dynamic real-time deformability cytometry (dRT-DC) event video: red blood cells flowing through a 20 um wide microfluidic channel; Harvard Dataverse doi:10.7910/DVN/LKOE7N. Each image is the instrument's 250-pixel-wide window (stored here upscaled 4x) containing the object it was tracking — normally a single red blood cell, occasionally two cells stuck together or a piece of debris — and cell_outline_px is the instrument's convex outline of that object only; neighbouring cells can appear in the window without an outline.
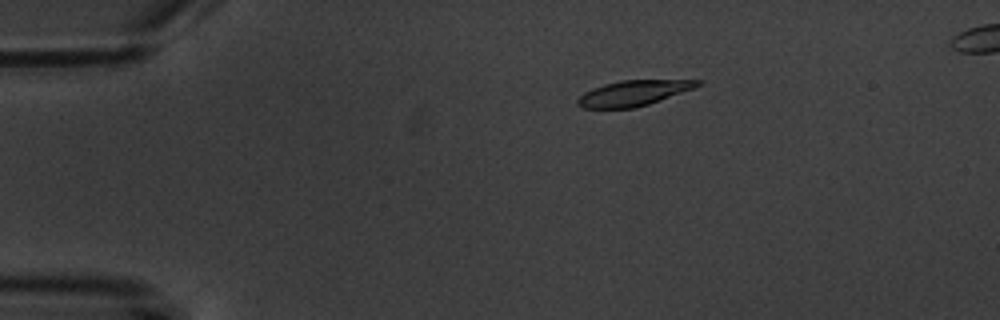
{"species": "common noctule bat (a hibernating species)", "species_latin": "Nyctalus noctula", "temperature_condition": "warm", "stored_images_in_passage": 8, "camera_frame_rate_fps": 3000, "um_per_image_px": 0.085, "animal": {"sex": "male", "body_mass_g": 20.1, "forearm_length_mm": 53.5}, "frame": {"image": 1, "passage_image": 1, "time_ms": 0.0, "image_size_px": [1000, 320], "cell_outline_px": [[704, 84], [648, 104], [636, 108], [580, 108], [576, 104], [576, 100], [584, 92], [592, 88], [604, 84], [620, 80], [704, 80]], "centroid_in_image_um": [53.81, 7.91], "position_along_channel_um": 31.2, "area_um2": 17.74}}
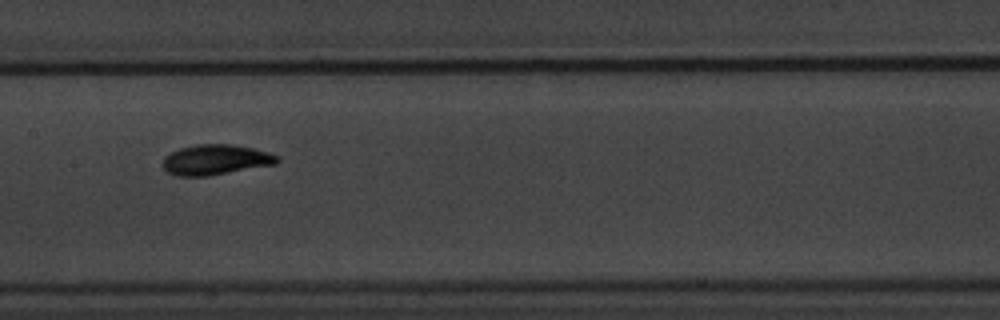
{"frame": {"image": 2, "passage_image": 6, "time_ms": 6.0, "image_size_px": [1000, 320], "cell_outline_px": [[280, 160], [276, 164], [208, 176], [176, 176], [168, 172], [160, 164], [164, 156], [180, 148], [196, 144], [232, 144], [252, 148], [268, 152], [280, 156]], "centroid_in_image_um": [18.31, 13.58], "position_along_channel_um": 189.1, "area_um2": 20.35}}
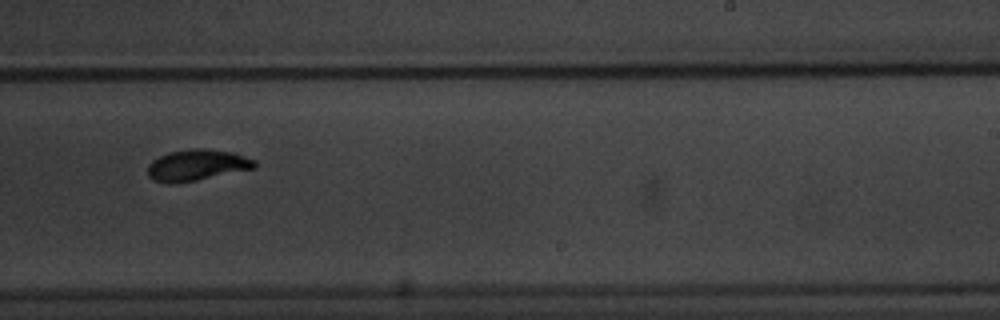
{"frame": {"image": 3, "passage_image": 8, "time_ms": 8.333, "image_size_px": [1000, 320], "cell_outline_px": [[256, 168], [176, 184], [168, 184], [152, 180], [148, 176], [148, 164], [152, 160], [168, 152], [192, 148], [204, 148], [232, 152], [256, 160]], "centroid_in_image_um": [16.71, 14.04], "position_along_channel_um": 272.3, "area_um2": 19.59}}